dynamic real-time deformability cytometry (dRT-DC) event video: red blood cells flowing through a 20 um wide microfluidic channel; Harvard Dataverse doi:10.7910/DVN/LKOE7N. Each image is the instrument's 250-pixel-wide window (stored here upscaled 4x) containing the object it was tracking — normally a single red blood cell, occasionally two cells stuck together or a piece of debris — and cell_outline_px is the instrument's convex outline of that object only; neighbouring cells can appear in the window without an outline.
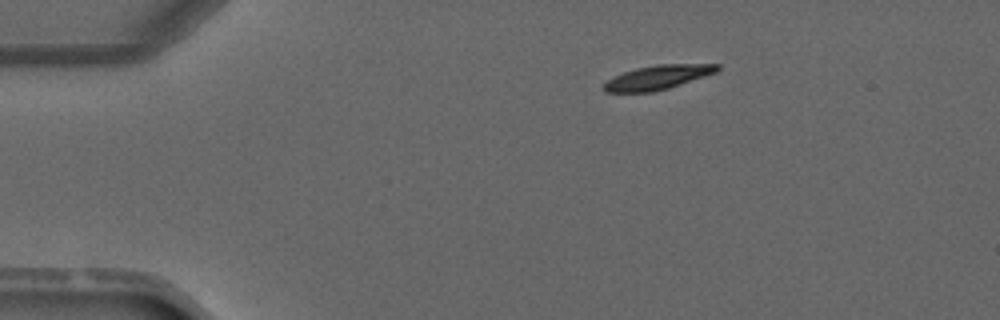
{"species": "common noctule bat (a hibernating species)", "species_latin": "Nyctalus noctula", "temperature_condition": "warm", "stored_images_in_passage": 3, "camera_frame_rate_fps": 3000, "um_per_image_px": 0.085, "animal": {"sex": "male", "forearm_length_mm": 52.5}, "frame": {"image": 1, "passage_image": 1, "time_ms": 0.0, "image_size_px": [1000, 320], "cell_outline_px": [[720, 68], [716, 72], [668, 88], [652, 92], [604, 92], [600, 88], [608, 80], [624, 72], [636, 68], [656, 64], [720, 64]], "centroid_in_image_um": [55.88, 6.57], "position_along_channel_um": 29.1, "area_um2": 15.84}}